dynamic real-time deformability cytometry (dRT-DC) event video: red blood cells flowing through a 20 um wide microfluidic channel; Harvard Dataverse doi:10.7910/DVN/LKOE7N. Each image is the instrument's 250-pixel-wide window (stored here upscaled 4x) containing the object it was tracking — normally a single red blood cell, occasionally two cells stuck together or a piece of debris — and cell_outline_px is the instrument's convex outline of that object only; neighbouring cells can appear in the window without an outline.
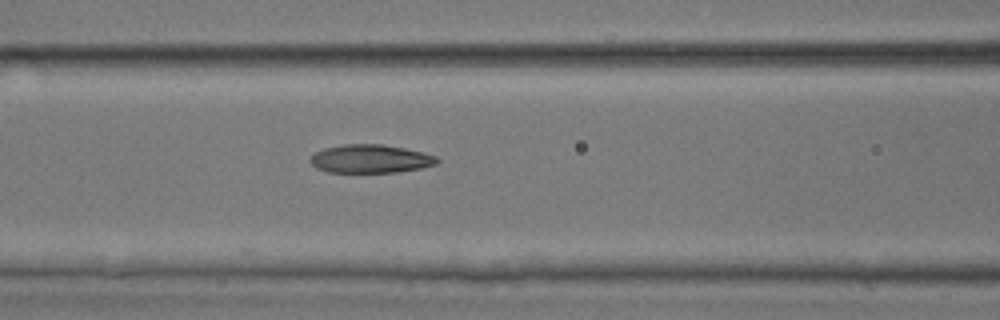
{"species": "common noctule bat (a hibernating species)", "species_latin": "Nyctalus noctula", "temperature_condition": "room temperature", "stored_images_in_passage": 28, "camera_frame_rate_fps": 3000, "um_per_image_px": 0.085, "animal": {"sex": "male", "body_mass_g": 17.9, "forearm_length_mm": 54.2}, "frame": {"image": 1, "passage_image": 20, "time_ms": 6.333, "image_size_px": [1000, 320], "cell_outline_px": [[440, 160], [436, 164], [420, 168], [396, 172], [328, 172], [316, 168], [308, 160], [316, 152], [324, 148], [344, 144], [384, 144], [424, 152], [436, 156]], "centroid_in_image_um": [31.49, 13.49], "position_along_channel_um": 135.1, "area_um2": 20.98}}
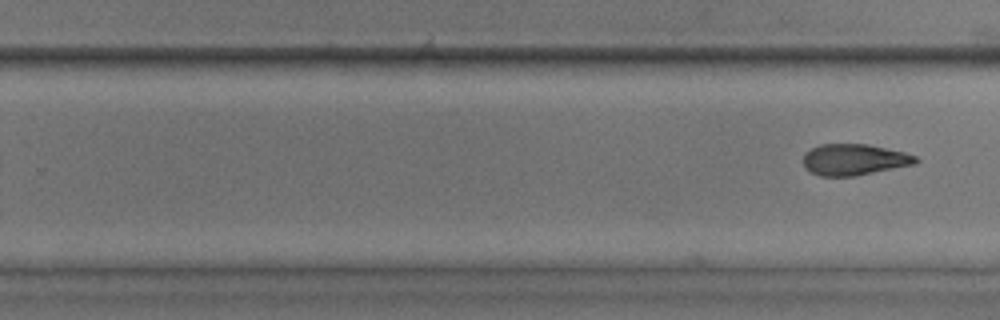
{"frame": {"image": 2, "passage_image": 28, "time_ms": 9.0, "image_size_px": [1000, 320], "cell_outline_px": [[920, 160], [916, 164], [856, 176], [820, 176], [804, 168], [804, 152], [820, 144], [868, 144], [904, 152], [916, 156]], "centroid_in_image_um": [72.62, 13.57], "position_along_channel_um": 257.2, "area_um2": 20.58}}